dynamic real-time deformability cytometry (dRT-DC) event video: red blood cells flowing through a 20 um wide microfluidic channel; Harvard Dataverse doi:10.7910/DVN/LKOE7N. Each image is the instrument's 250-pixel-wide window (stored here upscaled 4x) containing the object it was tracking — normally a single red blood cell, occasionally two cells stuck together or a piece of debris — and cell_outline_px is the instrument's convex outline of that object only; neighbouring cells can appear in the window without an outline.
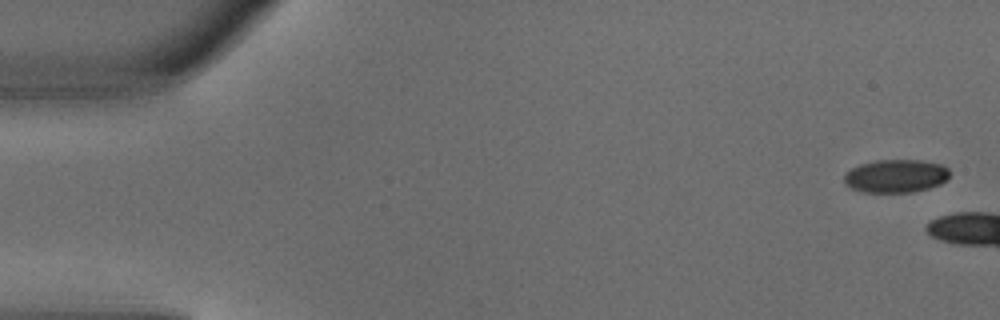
{"species": "common noctule bat (a hibernating species)", "species_latin": "Nyctalus noctula", "temperature_condition": "warm", "stored_images_in_passage": 3, "camera_frame_rate_fps": 3000, "um_per_image_px": 0.085, "animal": {"sex": "male", "body_mass_g": 18.8}, "frame": {"image": 1, "passage_image": 1, "time_ms": 0.0, "image_size_px": [1000, 320], "cell_outline_px": [[948, 176], [940, 184], [928, 188], [912, 192], [864, 192], [848, 188], [844, 184], [844, 176], [852, 168], [860, 164], [876, 160], [920, 160], [940, 164], [948, 168]], "centroid_in_image_um": [76.1, 14.96], "position_along_channel_um": 8.9, "area_um2": 20.29}}